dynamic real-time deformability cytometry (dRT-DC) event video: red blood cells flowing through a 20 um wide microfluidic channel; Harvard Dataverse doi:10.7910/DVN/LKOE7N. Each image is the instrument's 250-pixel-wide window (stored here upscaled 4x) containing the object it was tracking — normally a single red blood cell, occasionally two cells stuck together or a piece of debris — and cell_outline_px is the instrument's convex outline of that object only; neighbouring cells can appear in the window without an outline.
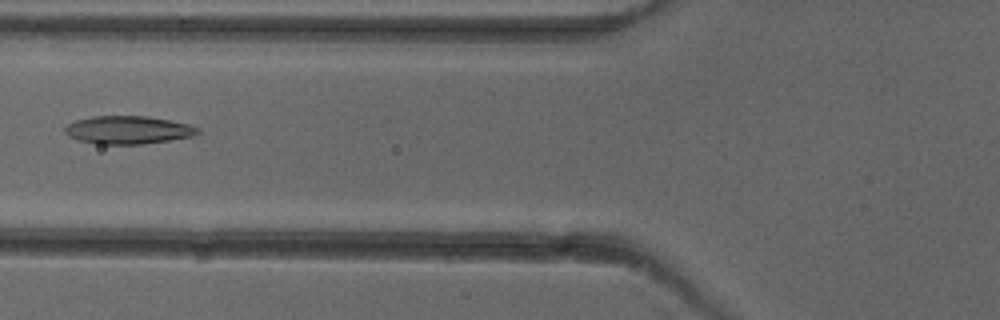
{"species": "common noctule bat (a hibernating species)", "species_latin": "Nyctalus noctula", "temperature_condition": "cold", "stored_images_in_passage": 4, "camera_frame_rate_fps": 3000, "um_per_image_px": 0.085, "animal": {"sex": "female"}, "frame": {"image": 1, "passage_image": 4, "time_ms": 6.667, "image_size_px": [1000, 320], "cell_outline_px": [[200, 132], [192, 136], [168, 140], [140, 144], [96, 144], [80, 140], [68, 136], [64, 132], [64, 128], [68, 124], [76, 120], [92, 116], [148, 116], [188, 124], [200, 128]], "centroid_in_image_um": [10.86, 11.04], "position_along_channel_um": 114.9, "area_um2": 21.56}}